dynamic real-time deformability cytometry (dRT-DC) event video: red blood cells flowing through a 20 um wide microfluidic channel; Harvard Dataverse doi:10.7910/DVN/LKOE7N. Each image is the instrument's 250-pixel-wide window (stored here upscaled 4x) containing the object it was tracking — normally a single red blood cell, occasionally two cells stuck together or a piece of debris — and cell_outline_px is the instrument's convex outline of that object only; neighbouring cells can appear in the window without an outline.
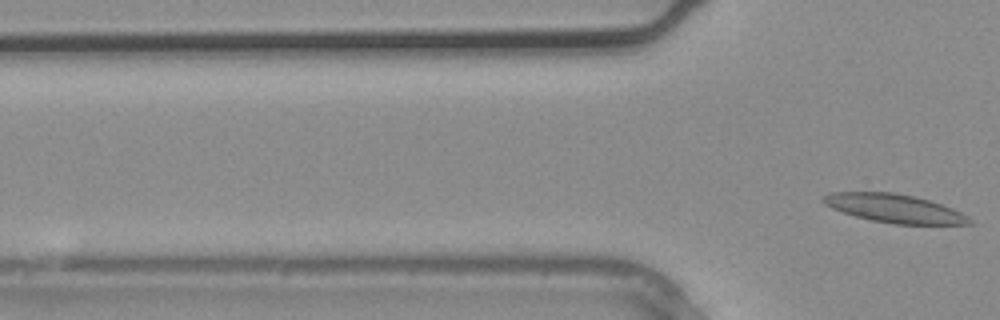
{"species": "common noctule bat (a hibernating species)", "species_latin": "Nyctalus noctula", "temperature_condition": "warm", "stored_images_in_passage": 5, "segment_of_instrument_passage": [2, 2], "camera_frame_rate_fps": 3000, "um_per_image_px": 0.085, "animal": {"sex": "male", "body_mass_g": 20.4}, "frame": {"image": 1, "passage_image": 5, "time_ms": 1.333, "image_size_px": [1000, 320], "cell_outline_px": [[972, 224], [892, 224], [872, 220], [856, 216], [832, 208], [824, 204], [820, 200], [820, 196], [828, 192], [896, 192], [928, 200], [952, 208], [968, 216], [972, 220]], "centroid_in_image_um": [75.97, 17.7], "position_along_channel_um": 49.8, "area_um2": 24.22}}